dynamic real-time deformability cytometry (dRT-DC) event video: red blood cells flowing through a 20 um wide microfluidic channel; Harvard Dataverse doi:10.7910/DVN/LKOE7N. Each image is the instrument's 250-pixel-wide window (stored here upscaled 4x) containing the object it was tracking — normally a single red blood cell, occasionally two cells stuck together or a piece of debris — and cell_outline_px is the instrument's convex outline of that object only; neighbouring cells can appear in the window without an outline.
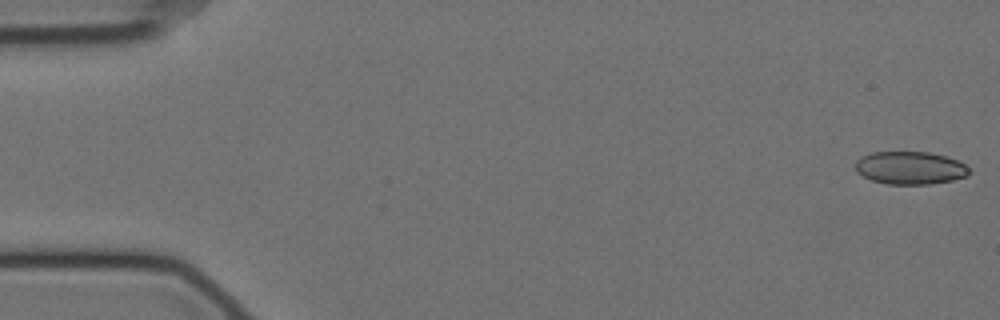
{"species": "Egyptian fruit bat (a non-hibernating species)", "species_latin": "Rousettus aegyptiacus", "temperature_condition": "cold", "stored_images_in_passage": 25, "camera_frame_rate_fps": 3000, "um_per_image_px": 0.085, "animal": {"sex": "female"}, "frame": {"image": 1, "passage_image": 1, "time_ms": 0.0, "image_size_px": [1000, 320], "cell_outline_px": [[972, 172], [968, 176], [952, 180], [928, 184], [888, 184], [872, 180], [856, 172], [856, 160], [872, 152], [928, 152], [944, 156], [956, 160], [964, 164]], "centroid_in_image_um": [77.37, 14.27], "position_along_channel_um": 7.6, "area_um2": 21.62}}
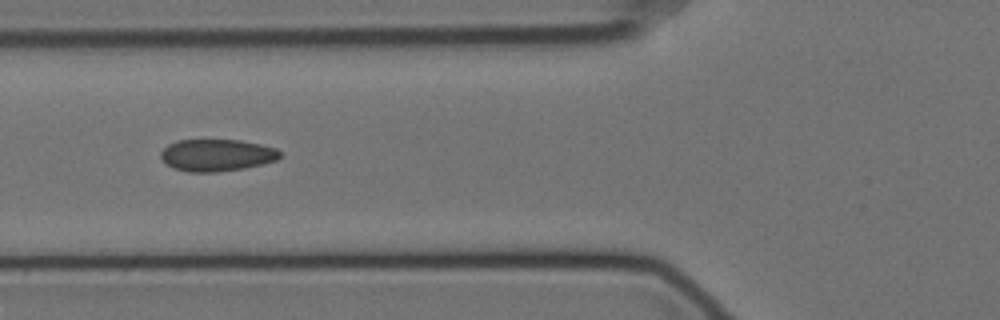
{"frame": {"image": 2, "passage_image": 21, "time_ms": 6.667, "image_size_px": [1000, 320], "cell_outline_px": [[280, 156], [276, 160], [264, 164], [244, 168], [216, 172], [188, 172], [172, 168], [160, 156], [160, 152], [168, 144], [176, 140], [240, 140], [260, 144], [276, 148], [280, 152]], "centroid_in_image_um": [18.42, 13.19], "position_along_channel_um": 107.4, "area_um2": 22.25}}
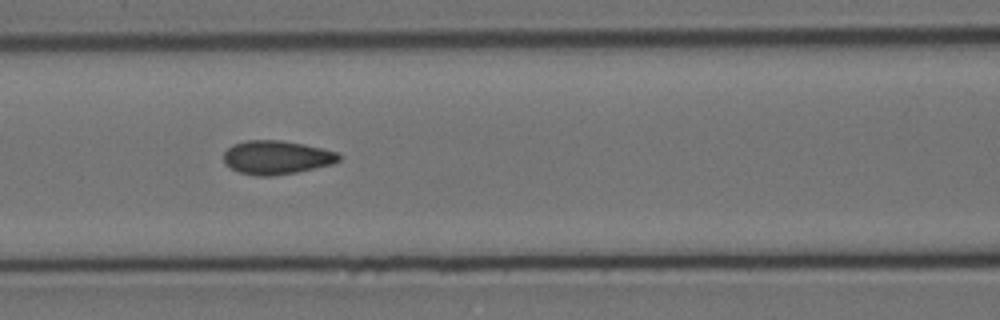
{"frame": {"image": 3, "passage_image": 24, "time_ms": 7.667, "image_size_px": [1000, 320], "cell_outline_px": [[340, 160], [332, 164], [296, 172], [272, 176], [256, 176], [240, 172], [224, 164], [224, 152], [232, 144], [244, 140], [280, 140], [304, 144], [336, 152], [340, 156]], "centroid_in_image_um": [23.47, 13.37], "position_along_channel_um": 143.1, "area_um2": 22.54}}